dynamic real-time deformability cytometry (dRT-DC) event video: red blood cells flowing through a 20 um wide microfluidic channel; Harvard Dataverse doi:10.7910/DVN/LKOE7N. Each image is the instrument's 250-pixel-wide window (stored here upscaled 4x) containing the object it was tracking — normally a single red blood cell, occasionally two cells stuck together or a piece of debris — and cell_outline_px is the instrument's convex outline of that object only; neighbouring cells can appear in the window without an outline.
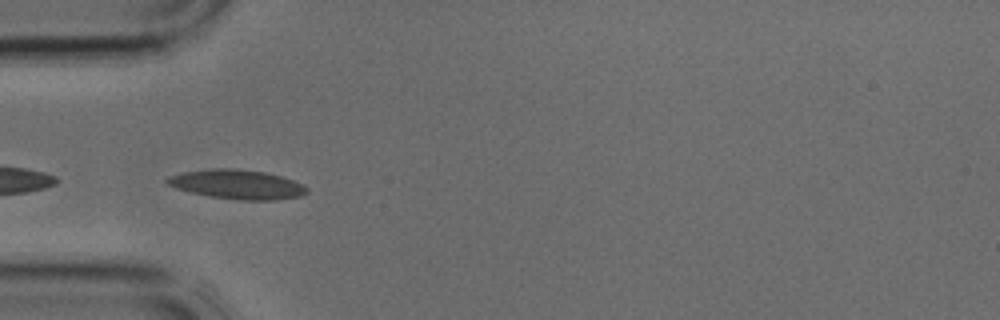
{"species": "common noctule bat (a hibernating species)", "species_latin": "Nyctalus noctula", "temperature_condition": "cold", "stored_images_in_passage": 34, "camera_frame_rate_fps": 3000, "um_per_image_px": 0.085, "animal": {"sex": "male", "body_mass_g": 17.9, "forearm_length_mm": 54.2}, "frame": {"image": 1, "passage_image": 12, "time_ms": 3.667, "image_size_px": [1000, 320], "cell_outline_px": [[308, 192], [300, 196], [276, 200], [236, 200], [188, 192], [176, 188], [168, 184], [164, 180], [168, 176], [184, 172], [212, 168], [236, 168], [264, 172], [280, 176], [292, 180], [308, 188]], "centroid_in_image_um": [20.13, 15.67], "position_along_channel_um": 64.9, "area_um2": 23.81}}
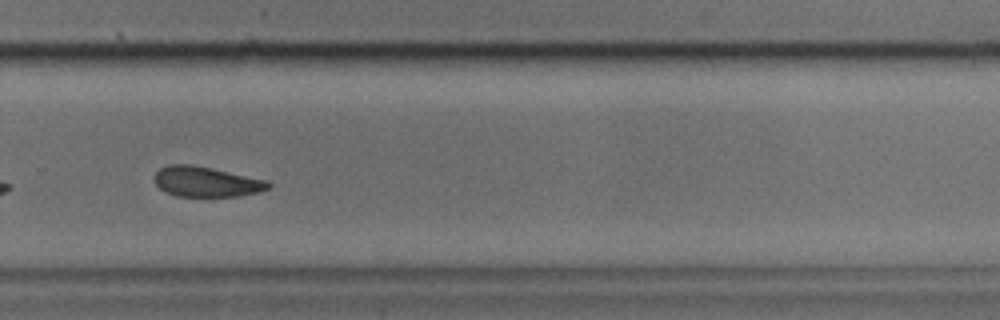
{"frame": {"image": 2, "passage_image": 27, "time_ms": 8.667, "image_size_px": [1000, 320], "cell_outline_px": [[272, 184], [268, 188], [260, 192], [240, 196], [176, 196], [164, 192], [152, 180], [156, 172], [160, 168], [168, 164], [192, 164], [212, 168], [268, 180]], "centroid_in_image_um": [17.52, 15.44], "position_along_channel_um": 312.3, "area_um2": 20.29}}